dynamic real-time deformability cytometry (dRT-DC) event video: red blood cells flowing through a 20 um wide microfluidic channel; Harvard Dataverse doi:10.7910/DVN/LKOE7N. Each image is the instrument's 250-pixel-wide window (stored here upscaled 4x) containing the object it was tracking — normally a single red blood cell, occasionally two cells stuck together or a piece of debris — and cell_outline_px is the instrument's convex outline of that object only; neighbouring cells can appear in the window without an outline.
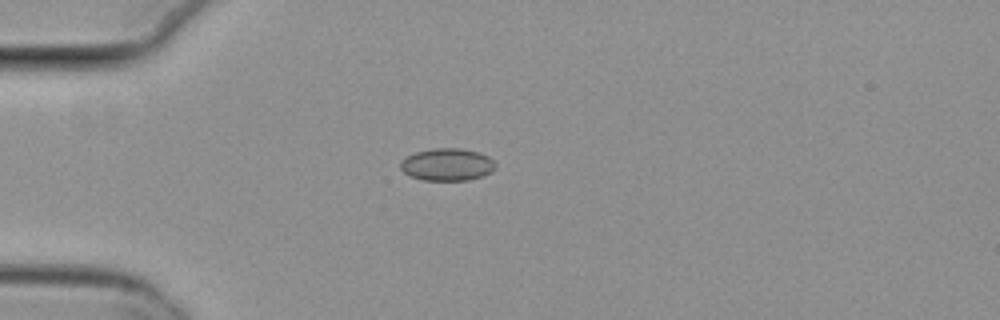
{"species": "common noctule bat (a hibernating species)", "species_latin": "Nyctalus noctula", "temperature_condition": "cold", "stored_images_in_passage": 2, "camera_frame_rate_fps": 3000, "um_per_image_px": 0.085, "animal": {"sex": "female", "body_mass_g": 29.2, "forearm_length_mm": 56.3}, "frame": {"image": 1, "passage_image": 1, "time_ms": 0.0, "image_size_px": [1000, 320], "cell_outline_px": [[496, 168], [492, 172], [468, 180], [424, 180], [408, 176], [400, 168], [400, 164], [408, 156], [416, 152], [432, 148], [460, 148], [480, 152], [488, 156], [496, 164]], "centroid_in_image_um": [38.03, 13.98], "position_along_channel_um": 47.0, "area_um2": 17.92}}
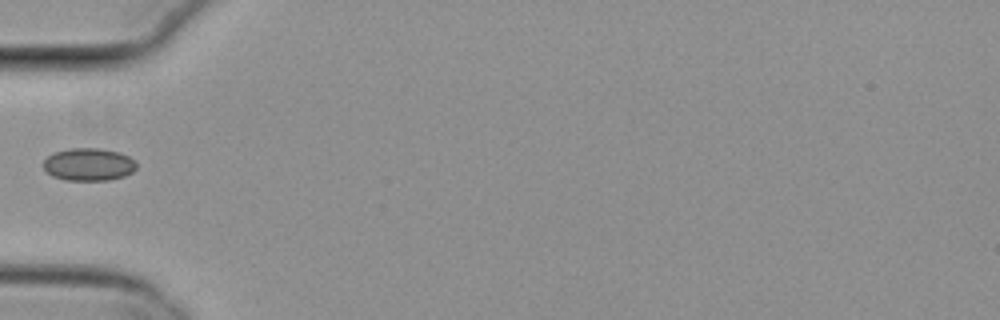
{"frame": {"image": 2, "passage_image": 2, "time_ms": 0.333, "image_size_px": [1000, 320], "cell_outline_px": [[136, 168], [132, 172], [124, 176], [108, 180], [64, 180], [52, 176], [44, 168], [44, 160], [48, 156], [56, 152], [72, 148], [100, 148], [120, 152], [128, 156], [136, 164]], "centroid_in_image_um": [7.54, 13.98], "position_along_channel_um": 77.5, "area_um2": 17.57}}